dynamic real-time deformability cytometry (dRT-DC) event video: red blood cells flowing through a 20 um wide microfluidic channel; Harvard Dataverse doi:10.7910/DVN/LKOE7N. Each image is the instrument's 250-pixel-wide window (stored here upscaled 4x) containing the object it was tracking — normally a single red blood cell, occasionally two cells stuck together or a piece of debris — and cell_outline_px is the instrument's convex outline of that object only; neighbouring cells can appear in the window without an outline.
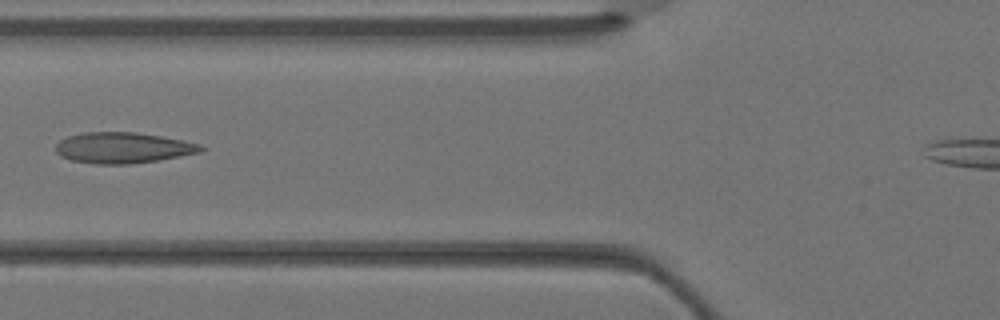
{"species": "Egyptian fruit bat (a non-hibernating species)", "species_latin": "Rousettus aegyptiacus", "temperature_condition": "warm", "stored_images_in_passage": 4, "segment_of_instrument_passage": [1, 2], "camera_frame_rate_fps": 3000, "um_per_image_px": 0.085, "animal": {"sex": "female"}, "frame": {"image": 1, "passage_image": 3, "time_ms": 0.667, "image_size_px": [1000, 320], "cell_outline_px": [[208, 148], [200, 152], [160, 160], [128, 164], [92, 164], [72, 160], [60, 156], [56, 152], [56, 144], [60, 140], [68, 136], [84, 132], [136, 132], [160, 136], [200, 144]], "centroid_in_image_um": [10.44, 12.56], "position_along_channel_um": 115.4, "area_um2": 26.13}}